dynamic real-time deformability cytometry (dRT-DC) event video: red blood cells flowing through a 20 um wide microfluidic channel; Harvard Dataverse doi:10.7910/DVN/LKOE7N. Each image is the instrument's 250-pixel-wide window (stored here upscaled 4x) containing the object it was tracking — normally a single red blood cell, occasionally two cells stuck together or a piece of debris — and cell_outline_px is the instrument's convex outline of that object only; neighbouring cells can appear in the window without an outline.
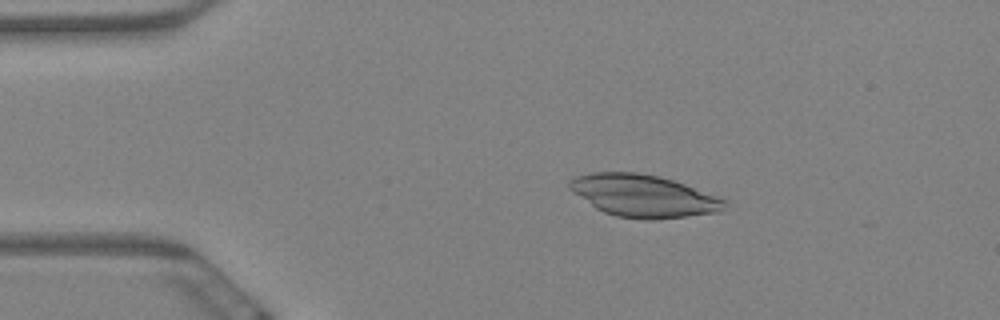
{"species": "Egyptian fruit bat (a non-hibernating species)", "species_latin": "Rousettus aegyptiacus", "temperature_condition": "warm", "stored_images_in_passage": 8, "camera_frame_rate_fps": 3000, "um_per_image_px": 0.085, "animal": {"sex": "female"}, "frame": {"image": 1, "passage_image": 4, "time_ms": 1.0, "image_size_px": [1000, 320], "cell_outline_px": [[728, 200], [724, 208], [720, 212], [656, 220], [644, 220], [616, 216], [604, 212], [596, 208], [572, 192], [568, 188], [568, 180], [576, 176], [592, 172], [636, 172], [656, 176], [672, 180], [684, 184]], "centroid_in_image_um": [54.67, 16.66], "position_along_channel_um": 30.3, "area_um2": 38.26}}